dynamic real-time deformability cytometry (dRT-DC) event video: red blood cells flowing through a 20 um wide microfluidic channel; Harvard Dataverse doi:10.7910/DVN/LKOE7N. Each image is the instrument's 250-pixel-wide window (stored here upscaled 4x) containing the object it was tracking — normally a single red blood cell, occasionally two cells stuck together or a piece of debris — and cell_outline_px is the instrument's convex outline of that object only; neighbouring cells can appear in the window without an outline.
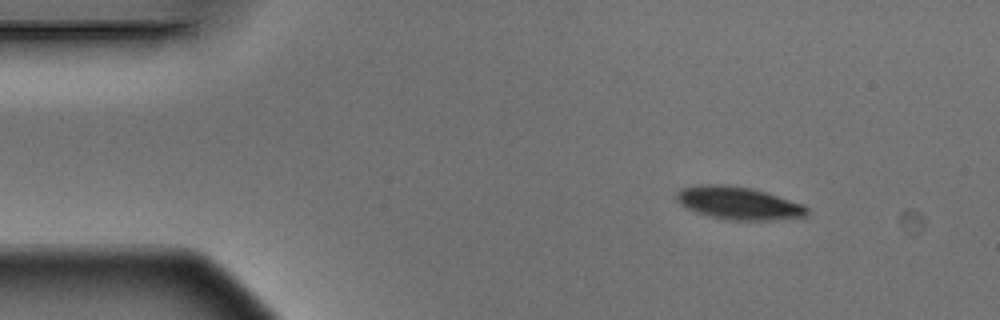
{"species": "Egyptian fruit bat (a non-hibernating species)", "species_latin": "Rousettus aegyptiacus", "temperature_condition": "warm", "stored_images_in_passage": 4, "camera_frame_rate_fps": 3000, "um_per_image_px": 0.085, "animal": {"sex": "male"}, "frame": {"image": 1, "passage_image": 1, "time_ms": 0.0, "image_size_px": [1000, 320], "cell_outline_px": [[808, 216], [772, 220], [728, 220], [708, 216], [696, 212], [680, 204], [676, 200], [676, 192], [680, 188], [696, 184], [728, 184], [752, 188], [804, 204], [808, 208]], "centroid_in_image_um": [62.75, 17.25], "position_along_channel_um": 22.3, "area_um2": 25.2}}
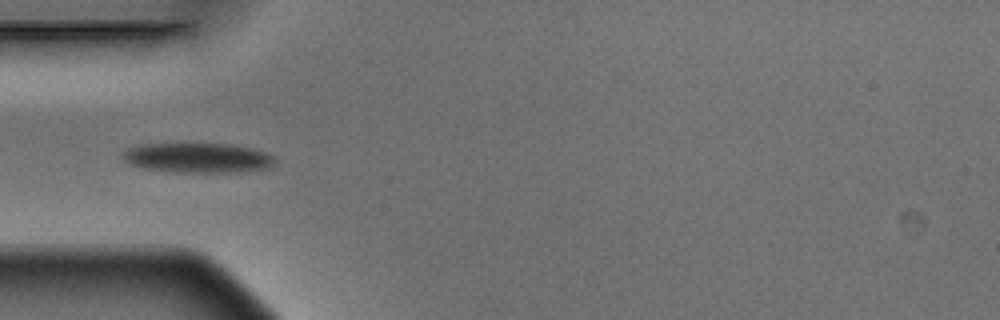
{"frame": {"image": 2, "passage_image": 4, "time_ms": 1.0, "image_size_px": [1000, 320], "cell_outline_px": [[276, 160], [272, 168], [244, 172], [176, 172], [144, 168], [128, 164], [120, 156], [128, 148], [144, 144], [232, 144], [252, 148], [264, 152], [272, 156]], "centroid_in_image_um": [16.84, 13.43], "position_along_channel_um": 68.2, "area_um2": 26.59}}